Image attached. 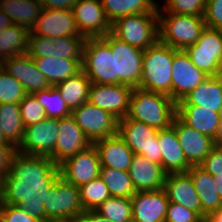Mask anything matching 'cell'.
<instances>
[{
  "instance_id": "cell-1",
  "label": "cell",
  "mask_w": 222,
  "mask_h": 222,
  "mask_svg": "<svg viewBox=\"0 0 222 222\" xmlns=\"http://www.w3.org/2000/svg\"><path fill=\"white\" fill-rule=\"evenodd\" d=\"M59 176L58 165L49 157L16 152L9 173L3 177L0 203L18 205L46 222L47 192Z\"/></svg>"
},
{
  "instance_id": "cell-2",
  "label": "cell",
  "mask_w": 222,
  "mask_h": 222,
  "mask_svg": "<svg viewBox=\"0 0 222 222\" xmlns=\"http://www.w3.org/2000/svg\"><path fill=\"white\" fill-rule=\"evenodd\" d=\"M175 116L176 103L168 95L133 88L125 118L161 130L171 126Z\"/></svg>"
},
{
  "instance_id": "cell-3",
  "label": "cell",
  "mask_w": 222,
  "mask_h": 222,
  "mask_svg": "<svg viewBox=\"0 0 222 222\" xmlns=\"http://www.w3.org/2000/svg\"><path fill=\"white\" fill-rule=\"evenodd\" d=\"M176 51L160 40L144 50L141 81L137 88L162 93L172 99V62Z\"/></svg>"
},
{
  "instance_id": "cell-4",
  "label": "cell",
  "mask_w": 222,
  "mask_h": 222,
  "mask_svg": "<svg viewBox=\"0 0 222 222\" xmlns=\"http://www.w3.org/2000/svg\"><path fill=\"white\" fill-rule=\"evenodd\" d=\"M159 40L176 50L194 45L206 27L203 17L175 13H158Z\"/></svg>"
},
{
  "instance_id": "cell-5",
  "label": "cell",
  "mask_w": 222,
  "mask_h": 222,
  "mask_svg": "<svg viewBox=\"0 0 222 222\" xmlns=\"http://www.w3.org/2000/svg\"><path fill=\"white\" fill-rule=\"evenodd\" d=\"M111 33L129 45L146 50L159 40L158 13L120 17L111 23Z\"/></svg>"
},
{
  "instance_id": "cell-6",
  "label": "cell",
  "mask_w": 222,
  "mask_h": 222,
  "mask_svg": "<svg viewBox=\"0 0 222 222\" xmlns=\"http://www.w3.org/2000/svg\"><path fill=\"white\" fill-rule=\"evenodd\" d=\"M46 222H75L85 212L79 187L59 176L47 192Z\"/></svg>"
},
{
  "instance_id": "cell-7",
  "label": "cell",
  "mask_w": 222,
  "mask_h": 222,
  "mask_svg": "<svg viewBox=\"0 0 222 222\" xmlns=\"http://www.w3.org/2000/svg\"><path fill=\"white\" fill-rule=\"evenodd\" d=\"M114 54L115 84L137 88L141 81L144 50L118 39L111 32L101 37Z\"/></svg>"
},
{
  "instance_id": "cell-8",
  "label": "cell",
  "mask_w": 222,
  "mask_h": 222,
  "mask_svg": "<svg viewBox=\"0 0 222 222\" xmlns=\"http://www.w3.org/2000/svg\"><path fill=\"white\" fill-rule=\"evenodd\" d=\"M81 66L91 83L115 84L114 54L101 37L86 39Z\"/></svg>"
},
{
  "instance_id": "cell-9",
  "label": "cell",
  "mask_w": 222,
  "mask_h": 222,
  "mask_svg": "<svg viewBox=\"0 0 222 222\" xmlns=\"http://www.w3.org/2000/svg\"><path fill=\"white\" fill-rule=\"evenodd\" d=\"M158 129L143 122L122 118L118 122V135L135 155H142L155 163L161 164Z\"/></svg>"
},
{
  "instance_id": "cell-10",
  "label": "cell",
  "mask_w": 222,
  "mask_h": 222,
  "mask_svg": "<svg viewBox=\"0 0 222 222\" xmlns=\"http://www.w3.org/2000/svg\"><path fill=\"white\" fill-rule=\"evenodd\" d=\"M185 52L208 76L222 75V30L206 26L196 43L188 46Z\"/></svg>"
},
{
  "instance_id": "cell-11",
  "label": "cell",
  "mask_w": 222,
  "mask_h": 222,
  "mask_svg": "<svg viewBox=\"0 0 222 222\" xmlns=\"http://www.w3.org/2000/svg\"><path fill=\"white\" fill-rule=\"evenodd\" d=\"M72 116L92 144L118 132L119 120L88 101L74 109Z\"/></svg>"
},
{
  "instance_id": "cell-12",
  "label": "cell",
  "mask_w": 222,
  "mask_h": 222,
  "mask_svg": "<svg viewBox=\"0 0 222 222\" xmlns=\"http://www.w3.org/2000/svg\"><path fill=\"white\" fill-rule=\"evenodd\" d=\"M59 119L45 118L34 125L25 127L23 140L17 152L26 155L49 157L58 138Z\"/></svg>"
},
{
  "instance_id": "cell-13",
  "label": "cell",
  "mask_w": 222,
  "mask_h": 222,
  "mask_svg": "<svg viewBox=\"0 0 222 222\" xmlns=\"http://www.w3.org/2000/svg\"><path fill=\"white\" fill-rule=\"evenodd\" d=\"M132 91L133 87L126 84L91 83L88 102L121 120L127 115Z\"/></svg>"
},
{
  "instance_id": "cell-14",
  "label": "cell",
  "mask_w": 222,
  "mask_h": 222,
  "mask_svg": "<svg viewBox=\"0 0 222 222\" xmlns=\"http://www.w3.org/2000/svg\"><path fill=\"white\" fill-rule=\"evenodd\" d=\"M58 167L61 177L79 187L99 177L101 164L98 151L94 144H91Z\"/></svg>"
},
{
  "instance_id": "cell-15",
  "label": "cell",
  "mask_w": 222,
  "mask_h": 222,
  "mask_svg": "<svg viewBox=\"0 0 222 222\" xmlns=\"http://www.w3.org/2000/svg\"><path fill=\"white\" fill-rule=\"evenodd\" d=\"M208 77L191 62L185 50H177L172 62V100L177 104Z\"/></svg>"
},
{
  "instance_id": "cell-16",
  "label": "cell",
  "mask_w": 222,
  "mask_h": 222,
  "mask_svg": "<svg viewBox=\"0 0 222 222\" xmlns=\"http://www.w3.org/2000/svg\"><path fill=\"white\" fill-rule=\"evenodd\" d=\"M72 11L82 36L104 37L111 32V23L105 15L101 0H78Z\"/></svg>"
},
{
  "instance_id": "cell-17",
  "label": "cell",
  "mask_w": 222,
  "mask_h": 222,
  "mask_svg": "<svg viewBox=\"0 0 222 222\" xmlns=\"http://www.w3.org/2000/svg\"><path fill=\"white\" fill-rule=\"evenodd\" d=\"M92 143L76 124L72 115L59 119L58 138L49 158L58 166L66 159L88 148Z\"/></svg>"
},
{
  "instance_id": "cell-18",
  "label": "cell",
  "mask_w": 222,
  "mask_h": 222,
  "mask_svg": "<svg viewBox=\"0 0 222 222\" xmlns=\"http://www.w3.org/2000/svg\"><path fill=\"white\" fill-rule=\"evenodd\" d=\"M172 126L175 128L184 156L191 166H199L216 146V141L186 125L177 115Z\"/></svg>"
},
{
  "instance_id": "cell-19",
  "label": "cell",
  "mask_w": 222,
  "mask_h": 222,
  "mask_svg": "<svg viewBox=\"0 0 222 222\" xmlns=\"http://www.w3.org/2000/svg\"><path fill=\"white\" fill-rule=\"evenodd\" d=\"M31 32L34 35L49 38L82 36L78 30L72 9L43 8Z\"/></svg>"
},
{
  "instance_id": "cell-20",
  "label": "cell",
  "mask_w": 222,
  "mask_h": 222,
  "mask_svg": "<svg viewBox=\"0 0 222 222\" xmlns=\"http://www.w3.org/2000/svg\"><path fill=\"white\" fill-rule=\"evenodd\" d=\"M168 203L164 189L136 192L131 197L132 222H165Z\"/></svg>"
},
{
  "instance_id": "cell-21",
  "label": "cell",
  "mask_w": 222,
  "mask_h": 222,
  "mask_svg": "<svg viewBox=\"0 0 222 222\" xmlns=\"http://www.w3.org/2000/svg\"><path fill=\"white\" fill-rule=\"evenodd\" d=\"M1 66L23 85L28 94L51 87L28 54L5 59L1 62Z\"/></svg>"
},
{
  "instance_id": "cell-22",
  "label": "cell",
  "mask_w": 222,
  "mask_h": 222,
  "mask_svg": "<svg viewBox=\"0 0 222 222\" xmlns=\"http://www.w3.org/2000/svg\"><path fill=\"white\" fill-rule=\"evenodd\" d=\"M129 174L136 192L164 188L166 173L161 164L150 161L142 155L134 154Z\"/></svg>"
},
{
  "instance_id": "cell-23",
  "label": "cell",
  "mask_w": 222,
  "mask_h": 222,
  "mask_svg": "<svg viewBox=\"0 0 222 222\" xmlns=\"http://www.w3.org/2000/svg\"><path fill=\"white\" fill-rule=\"evenodd\" d=\"M169 202H174L202 216V206L190 175L185 173L166 174L164 188Z\"/></svg>"
},
{
  "instance_id": "cell-24",
  "label": "cell",
  "mask_w": 222,
  "mask_h": 222,
  "mask_svg": "<svg viewBox=\"0 0 222 222\" xmlns=\"http://www.w3.org/2000/svg\"><path fill=\"white\" fill-rule=\"evenodd\" d=\"M158 141L161 148V166L166 174L185 173L190 169L191 165L184 156L172 125L158 131Z\"/></svg>"
},
{
  "instance_id": "cell-25",
  "label": "cell",
  "mask_w": 222,
  "mask_h": 222,
  "mask_svg": "<svg viewBox=\"0 0 222 222\" xmlns=\"http://www.w3.org/2000/svg\"><path fill=\"white\" fill-rule=\"evenodd\" d=\"M93 144L98 151L101 167L129 171L134 154L118 133Z\"/></svg>"
},
{
  "instance_id": "cell-26",
  "label": "cell",
  "mask_w": 222,
  "mask_h": 222,
  "mask_svg": "<svg viewBox=\"0 0 222 222\" xmlns=\"http://www.w3.org/2000/svg\"><path fill=\"white\" fill-rule=\"evenodd\" d=\"M176 115L189 127L217 141L219 113L201 106H176Z\"/></svg>"
},
{
  "instance_id": "cell-27",
  "label": "cell",
  "mask_w": 222,
  "mask_h": 222,
  "mask_svg": "<svg viewBox=\"0 0 222 222\" xmlns=\"http://www.w3.org/2000/svg\"><path fill=\"white\" fill-rule=\"evenodd\" d=\"M176 106H201L219 113L222 108V75L209 76Z\"/></svg>"
},
{
  "instance_id": "cell-28",
  "label": "cell",
  "mask_w": 222,
  "mask_h": 222,
  "mask_svg": "<svg viewBox=\"0 0 222 222\" xmlns=\"http://www.w3.org/2000/svg\"><path fill=\"white\" fill-rule=\"evenodd\" d=\"M187 173L190 175L199 196L202 216L210 215L219 209L222 206V199L216 190L214 176L200 166H191Z\"/></svg>"
},
{
  "instance_id": "cell-29",
  "label": "cell",
  "mask_w": 222,
  "mask_h": 222,
  "mask_svg": "<svg viewBox=\"0 0 222 222\" xmlns=\"http://www.w3.org/2000/svg\"><path fill=\"white\" fill-rule=\"evenodd\" d=\"M33 60L51 86L65 81L82 70V59L41 57Z\"/></svg>"
},
{
  "instance_id": "cell-30",
  "label": "cell",
  "mask_w": 222,
  "mask_h": 222,
  "mask_svg": "<svg viewBox=\"0 0 222 222\" xmlns=\"http://www.w3.org/2000/svg\"><path fill=\"white\" fill-rule=\"evenodd\" d=\"M2 10L13 22L30 31L35 27L43 6L39 0H0Z\"/></svg>"
},
{
  "instance_id": "cell-31",
  "label": "cell",
  "mask_w": 222,
  "mask_h": 222,
  "mask_svg": "<svg viewBox=\"0 0 222 222\" xmlns=\"http://www.w3.org/2000/svg\"><path fill=\"white\" fill-rule=\"evenodd\" d=\"M90 86L91 81L82 70L55 85L71 111L88 101Z\"/></svg>"
},
{
  "instance_id": "cell-32",
  "label": "cell",
  "mask_w": 222,
  "mask_h": 222,
  "mask_svg": "<svg viewBox=\"0 0 222 222\" xmlns=\"http://www.w3.org/2000/svg\"><path fill=\"white\" fill-rule=\"evenodd\" d=\"M101 4L110 23L126 15L158 13L155 0H101Z\"/></svg>"
},
{
  "instance_id": "cell-33",
  "label": "cell",
  "mask_w": 222,
  "mask_h": 222,
  "mask_svg": "<svg viewBox=\"0 0 222 222\" xmlns=\"http://www.w3.org/2000/svg\"><path fill=\"white\" fill-rule=\"evenodd\" d=\"M30 32L17 24L0 32V63L8 58L27 54Z\"/></svg>"
},
{
  "instance_id": "cell-34",
  "label": "cell",
  "mask_w": 222,
  "mask_h": 222,
  "mask_svg": "<svg viewBox=\"0 0 222 222\" xmlns=\"http://www.w3.org/2000/svg\"><path fill=\"white\" fill-rule=\"evenodd\" d=\"M0 127L5 139L17 148L23 140L25 130L19 104H0Z\"/></svg>"
},
{
  "instance_id": "cell-35",
  "label": "cell",
  "mask_w": 222,
  "mask_h": 222,
  "mask_svg": "<svg viewBox=\"0 0 222 222\" xmlns=\"http://www.w3.org/2000/svg\"><path fill=\"white\" fill-rule=\"evenodd\" d=\"M99 177L107 186L111 197L131 198L136 193L129 171L100 167Z\"/></svg>"
},
{
  "instance_id": "cell-36",
  "label": "cell",
  "mask_w": 222,
  "mask_h": 222,
  "mask_svg": "<svg viewBox=\"0 0 222 222\" xmlns=\"http://www.w3.org/2000/svg\"><path fill=\"white\" fill-rule=\"evenodd\" d=\"M33 94L45 109L46 118L61 119L72 115V111L55 86L36 91Z\"/></svg>"
},
{
  "instance_id": "cell-37",
  "label": "cell",
  "mask_w": 222,
  "mask_h": 222,
  "mask_svg": "<svg viewBox=\"0 0 222 222\" xmlns=\"http://www.w3.org/2000/svg\"><path fill=\"white\" fill-rule=\"evenodd\" d=\"M95 211L112 222H132L131 198L110 197Z\"/></svg>"
},
{
  "instance_id": "cell-38",
  "label": "cell",
  "mask_w": 222,
  "mask_h": 222,
  "mask_svg": "<svg viewBox=\"0 0 222 222\" xmlns=\"http://www.w3.org/2000/svg\"><path fill=\"white\" fill-rule=\"evenodd\" d=\"M81 202L85 209L96 210L111 195L105 183L100 177L79 186Z\"/></svg>"
},
{
  "instance_id": "cell-39",
  "label": "cell",
  "mask_w": 222,
  "mask_h": 222,
  "mask_svg": "<svg viewBox=\"0 0 222 222\" xmlns=\"http://www.w3.org/2000/svg\"><path fill=\"white\" fill-rule=\"evenodd\" d=\"M85 36H67L53 38V57L68 59H83Z\"/></svg>"
},
{
  "instance_id": "cell-40",
  "label": "cell",
  "mask_w": 222,
  "mask_h": 222,
  "mask_svg": "<svg viewBox=\"0 0 222 222\" xmlns=\"http://www.w3.org/2000/svg\"><path fill=\"white\" fill-rule=\"evenodd\" d=\"M27 94L23 85L0 65V104H19Z\"/></svg>"
},
{
  "instance_id": "cell-41",
  "label": "cell",
  "mask_w": 222,
  "mask_h": 222,
  "mask_svg": "<svg viewBox=\"0 0 222 222\" xmlns=\"http://www.w3.org/2000/svg\"><path fill=\"white\" fill-rule=\"evenodd\" d=\"M206 0H166L158 13H175L203 17ZM162 10V11H161Z\"/></svg>"
},
{
  "instance_id": "cell-42",
  "label": "cell",
  "mask_w": 222,
  "mask_h": 222,
  "mask_svg": "<svg viewBox=\"0 0 222 222\" xmlns=\"http://www.w3.org/2000/svg\"><path fill=\"white\" fill-rule=\"evenodd\" d=\"M19 106L24 127L34 125L46 118L45 109L34 94H27Z\"/></svg>"
},
{
  "instance_id": "cell-43",
  "label": "cell",
  "mask_w": 222,
  "mask_h": 222,
  "mask_svg": "<svg viewBox=\"0 0 222 222\" xmlns=\"http://www.w3.org/2000/svg\"><path fill=\"white\" fill-rule=\"evenodd\" d=\"M53 38L34 35L30 32L27 54L31 58L53 57Z\"/></svg>"
},
{
  "instance_id": "cell-44",
  "label": "cell",
  "mask_w": 222,
  "mask_h": 222,
  "mask_svg": "<svg viewBox=\"0 0 222 222\" xmlns=\"http://www.w3.org/2000/svg\"><path fill=\"white\" fill-rule=\"evenodd\" d=\"M0 222H41L18 205L0 203Z\"/></svg>"
},
{
  "instance_id": "cell-45",
  "label": "cell",
  "mask_w": 222,
  "mask_h": 222,
  "mask_svg": "<svg viewBox=\"0 0 222 222\" xmlns=\"http://www.w3.org/2000/svg\"><path fill=\"white\" fill-rule=\"evenodd\" d=\"M201 216L184 206L169 202L166 211L165 222H197Z\"/></svg>"
},
{
  "instance_id": "cell-46",
  "label": "cell",
  "mask_w": 222,
  "mask_h": 222,
  "mask_svg": "<svg viewBox=\"0 0 222 222\" xmlns=\"http://www.w3.org/2000/svg\"><path fill=\"white\" fill-rule=\"evenodd\" d=\"M203 18L207 27L222 30V0H206Z\"/></svg>"
},
{
  "instance_id": "cell-47",
  "label": "cell",
  "mask_w": 222,
  "mask_h": 222,
  "mask_svg": "<svg viewBox=\"0 0 222 222\" xmlns=\"http://www.w3.org/2000/svg\"><path fill=\"white\" fill-rule=\"evenodd\" d=\"M199 166L214 177L222 175V146L216 145Z\"/></svg>"
},
{
  "instance_id": "cell-48",
  "label": "cell",
  "mask_w": 222,
  "mask_h": 222,
  "mask_svg": "<svg viewBox=\"0 0 222 222\" xmlns=\"http://www.w3.org/2000/svg\"><path fill=\"white\" fill-rule=\"evenodd\" d=\"M17 148L14 145H0V175L6 176L9 173L11 160Z\"/></svg>"
},
{
  "instance_id": "cell-49",
  "label": "cell",
  "mask_w": 222,
  "mask_h": 222,
  "mask_svg": "<svg viewBox=\"0 0 222 222\" xmlns=\"http://www.w3.org/2000/svg\"><path fill=\"white\" fill-rule=\"evenodd\" d=\"M43 8L72 9L78 0H39Z\"/></svg>"
},
{
  "instance_id": "cell-50",
  "label": "cell",
  "mask_w": 222,
  "mask_h": 222,
  "mask_svg": "<svg viewBox=\"0 0 222 222\" xmlns=\"http://www.w3.org/2000/svg\"><path fill=\"white\" fill-rule=\"evenodd\" d=\"M75 222H112L111 220L101 216L95 210H88L81 214Z\"/></svg>"
},
{
  "instance_id": "cell-51",
  "label": "cell",
  "mask_w": 222,
  "mask_h": 222,
  "mask_svg": "<svg viewBox=\"0 0 222 222\" xmlns=\"http://www.w3.org/2000/svg\"><path fill=\"white\" fill-rule=\"evenodd\" d=\"M12 24V20L2 10H0V32Z\"/></svg>"
},
{
  "instance_id": "cell-52",
  "label": "cell",
  "mask_w": 222,
  "mask_h": 222,
  "mask_svg": "<svg viewBox=\"0 0 222 222\" xmlns=\"http://www.w3.org/2000/svg\"><path fill=\"white\" fill-rule=\"evenodd\" d=\"M209 216L214 222H222V206L216 211L212 212Z\"/></svg>"
},
{
  "instance_id": "cell-53",
  "label": "cell",
  "mask_w": 222,
  "mask_h": 222,
  "mask_svg": "<svg viewBox=\"0 0 222 222\" xmlns=\"http://www.w3.org/2000/svg\"><path fill=\"white\" fill-rule=\"evenodd\" d=\"M214 178H215L216 190L220 198L222 199V175H217Z\"/></svg>"
},
{
  "instance_id": "cell-54",
  "label": "cell",
  "mask_w": 222,
  "mask_h": 222,
  "mask_svg": "<svg viewBox=\"0 0 222 222\" xmlns=\"http://www.w3.org/2000/svg\"><path fill=\"white\" fill-rule=\"evenodd\" d=\"M219 117H220V129H219V134L217 137L216 145L222 146V108L219 111Z\"/></svg>"
},
{
  "instance_id": "cell-55",
  "label": "cell",
  "mask_w": 222,
  "mask_h": 222,
  "mask_svg": "<svg viewBox=\"0 0 222 222\" xmlns=\"http://www.w3.org/2000/svg\"><path fill=\"white\" fill-rule=\"evenodd\" d=\"M0 145H13V144H10L4 137V134L1 130V127H0Z\"/></svg>"
},
{
  "instance_id": "cell-56",
  "label": "cell",
  "mask_w": 222,
  "mask_h": 222,
  "mask_svg": "<svg viewBox=\"0 0 222 222\" xmlns=\"http://www.w3.org/2000/svg\"><path fill=\"white\" fill-rule=\"evenodd\" d=\"M197 222H214L209 215L201 216Z\"/></svg>"
},
{
  "instance_id": "cell-57",
  "label": "cell",
  "mask_w": 222,
  "mask_h": 222,
  "mask_svg": "<svg viewBox=\"0 0 222 222\" xmlns=\"http://www.w3.org/2000/svg\"><path fill=\"white\" fill-rule=\"evenodd\" d=\"M3 176L0 175V201L2 198Z\"/></svg>"
}]
</instances>
